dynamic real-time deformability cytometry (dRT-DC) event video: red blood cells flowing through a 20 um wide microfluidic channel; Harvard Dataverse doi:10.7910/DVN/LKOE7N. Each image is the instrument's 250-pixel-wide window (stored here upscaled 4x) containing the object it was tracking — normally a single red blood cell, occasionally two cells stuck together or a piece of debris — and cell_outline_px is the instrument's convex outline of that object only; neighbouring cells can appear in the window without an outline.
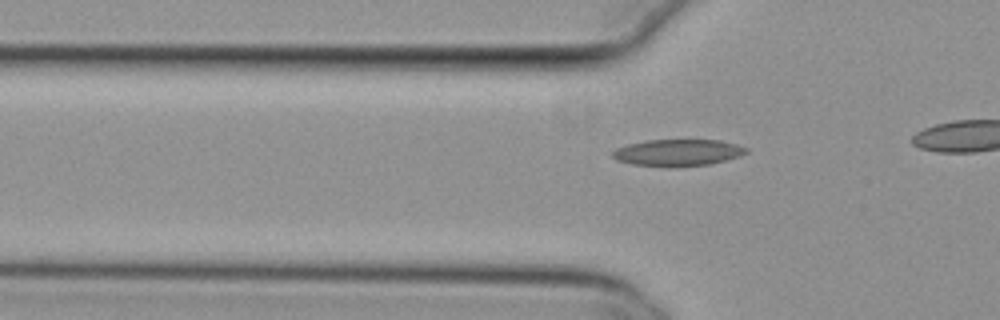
{"species": "common noctule bat (a hibernating species)", "species_latin": "Nyctalus noctula", "temperature_condition": "cold", "stored_images_in_passage": 21, "camera_frame_rate_fps": 3000, "um_per_image_px": 0.085, "animal": {"sex": "female", "body_mass_g": 29.2, "forearm_length_mm": 56.3}, "frame": {"image": 1, "passage_image": 15, "time_ms": 4.667, "image_size_px": [1000, 320], "cell_outline_px": [[748, 152], [740, 156], [708, 164], [632, 164], [616, 160], [612, 156], [612, 152], [616, 148], [628, 144], [648, 140], [720, 140], [736, 144], [748, 148]], "centroid_in_image_um": [57.63, 12.92], "position_along_channel_um": 68.2, "area_um2": 19.83}}